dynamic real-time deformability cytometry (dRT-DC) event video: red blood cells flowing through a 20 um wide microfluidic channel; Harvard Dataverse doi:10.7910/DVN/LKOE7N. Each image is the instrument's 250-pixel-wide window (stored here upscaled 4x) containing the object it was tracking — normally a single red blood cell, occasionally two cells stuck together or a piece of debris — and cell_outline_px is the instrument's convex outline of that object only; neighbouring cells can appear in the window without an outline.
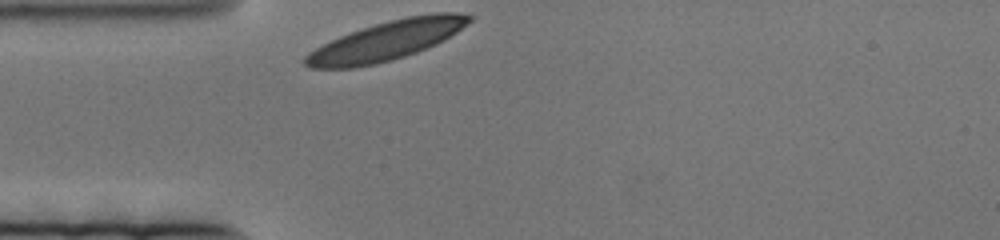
{"species": "human", "species_latin": "Homo sapiens", "temperature_condition": "cold", "stored_images_in_passage": 44, "camera_frame_rate_fps": 3000, "um_per_image_px": 0.085, "donor": {"sex": "female"}, "frame": {"image": 1, "passage_image": 1, "time_ms": 0.0, "image_size_px": [1000, 240], "cell_outline_px": [[476, 16], [468, 24], [444, 40], [436, 44], [416, 52], [392, 60], [376, 64], [352, 68], [308, 68], [300, 60], [308, 52], [340, 36], [376, 24], [408, 16], [436, 12], [452, 12]], "centroid_in_image_um": [32.85, 3.47], "position_along_channel_um": 52.1, "area_um2": 37.22}}
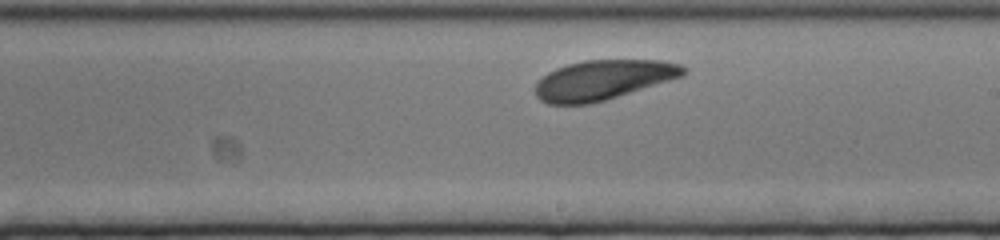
{"frame": {"image": 2, "passage_image": 26, "time_ms": 8.333, "image_size_px": [1000, 240], "cell_outline_px": [[688, 72], [684, 76], [608, 100], [592, 104], [548, 104], [540, 100], [536, 96], [532, 88], [536, 80], [548, 72], [556, 68], [568, 64], [584, 60], [660, 60], [680, 64], [688, 68]], "centroid_in_image_um": [51.25, 6.8], "position_along_channel_um": 237.7, "area_um2": 35.03}}
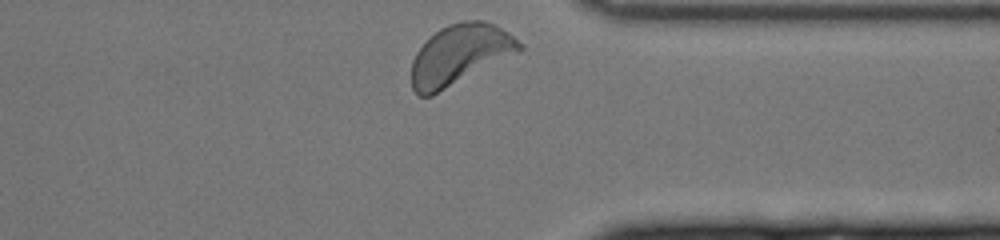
{"frame": {"image": 3, "passage_image": 44, "time_ms": 14.333, "image_size_px": [1000, 240], "cell_outline_px": [[524, 48], [520, 52], [432, 96], [420, 96], [412, 88], [412, 60], [416, 52], [440, 28], [448, 24], [460, 20], [484, 20], [508, 32], [524, 44]], "centroid_in_image_um": [39.11, 4.64], "position_along_channel_um": 372.3, "area_um2": 37.8}}